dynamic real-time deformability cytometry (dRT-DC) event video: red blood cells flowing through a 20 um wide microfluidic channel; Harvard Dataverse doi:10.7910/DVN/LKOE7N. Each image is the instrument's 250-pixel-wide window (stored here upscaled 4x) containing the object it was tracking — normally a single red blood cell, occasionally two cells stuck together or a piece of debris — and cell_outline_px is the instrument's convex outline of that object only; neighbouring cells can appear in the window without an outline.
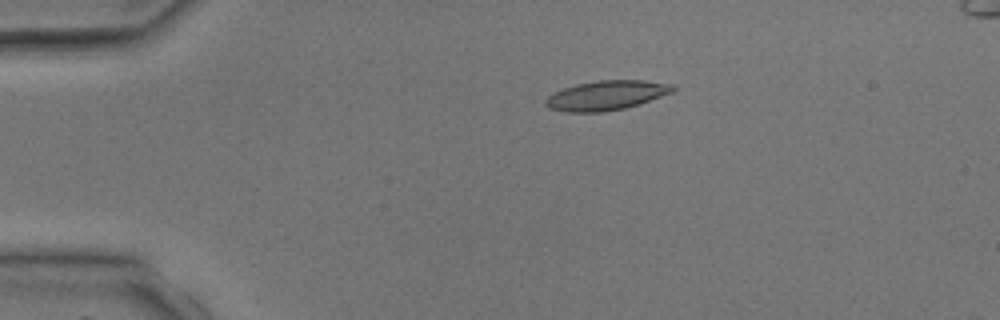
{"species": "common noctule bat (a hibernating species)", "species_latin": "Nyctalus noctula", "temperature_condition": "room temperature", "stored_images_in_passage": 4, "camera_frame_rate_fps": 3000, "um_per_image_px": 0.085, "animal": {"sex": "male", "body_mass_g": 17.9, "forearm_length_mm": 54.2}, "frame": {"image": 1, "passage_image": 3, "time_ms": 2.333, "image_size_px": [1000, 320], "cell_outline_px": [[676, 88], [672, 92], [624, 108], [604, 112], [564, 112], [548, 108], [544, 104], [544, 100], [552, 92], [576, 84], [596, 80], [644, 80], [672, 84]], "centroid_in_image_um": [51.46, 8.1], "position_along_channel_um": 33.5, "area_um2": 21.85}}